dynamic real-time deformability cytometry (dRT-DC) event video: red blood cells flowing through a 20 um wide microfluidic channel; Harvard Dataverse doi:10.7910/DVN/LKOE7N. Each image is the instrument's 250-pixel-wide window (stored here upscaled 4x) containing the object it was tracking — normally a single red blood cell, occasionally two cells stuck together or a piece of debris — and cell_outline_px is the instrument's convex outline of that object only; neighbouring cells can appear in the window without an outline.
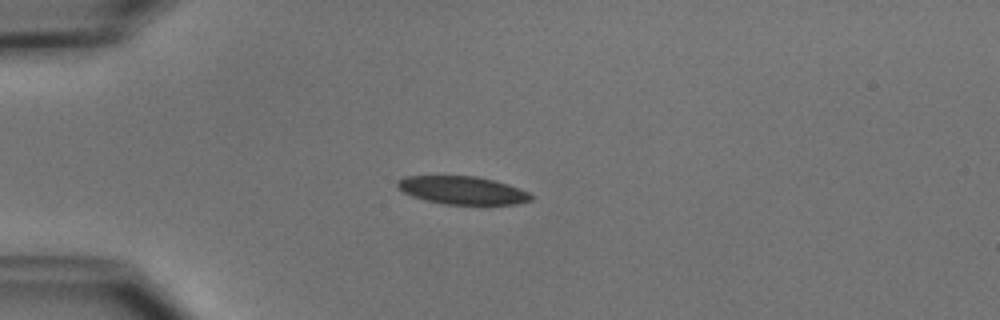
{"species": "common noctule bat (a hibernating species)", "species_latin": "Nyctalus noctula", "temperature_condition": "cold", "stored_images_in_passage": 2, "camera_frame_rate_fps": 3000, "um_per_image_px": 0.085, "animal": {"sex": "male", "body_mass_g": 15.6}, "frame": {"image": 1, "passage_image": 1, "time_ms": 0.0, "image_size_px": [1000, 320], "cell_outline_px": [[532, 200], [516, 204], [488, 208], [444, 204], [412, 196], [396, 188], [396, 180], [404, 176], [476, 176], [508, 184], [520, 188], [528, 192], [532, 196]], "centroid_in_image_um": [39.36, 16.22], "position_along_channel_um": 45.6, "area_um2": 22.77}}